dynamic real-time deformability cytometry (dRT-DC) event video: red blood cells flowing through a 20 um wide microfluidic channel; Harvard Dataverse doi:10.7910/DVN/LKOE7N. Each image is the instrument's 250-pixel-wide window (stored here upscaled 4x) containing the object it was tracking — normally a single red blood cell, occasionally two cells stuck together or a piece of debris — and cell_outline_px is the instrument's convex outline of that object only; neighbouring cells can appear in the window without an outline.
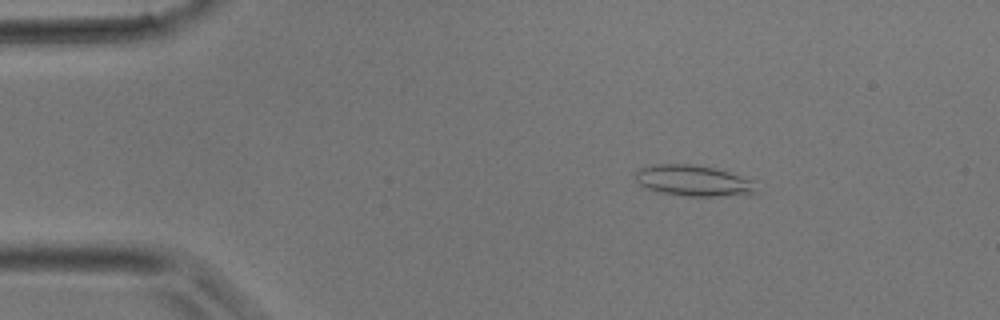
{"species": "common noctule bat (a hibernating species)", "species_latin": "Nyctalus noctula", "temperature_condition": "room temperature", "stored_images_in_passage": 39, "camera_frame_rate_fps": 3000, "um_per_image_px": 0.085, "animal": {"sex": "male", "body_mass_g": 17.9}, "frame": {"image": 1, "passage_image": 6, "time_ms": 1.667, "image_size_px": [1000, 320], "cell_outline_px": [[760, 192], [716, 196], [688, 196], [656, 192], [644, 188], [636, 180], [636, 172], [640, 168], [656, 164], [692, 164], [716, 168], [756, 180]], "centroid_in_image_um": [58.98, 15.35], "position_along_channel_um": 26.0, "area_um2": 22.08}}
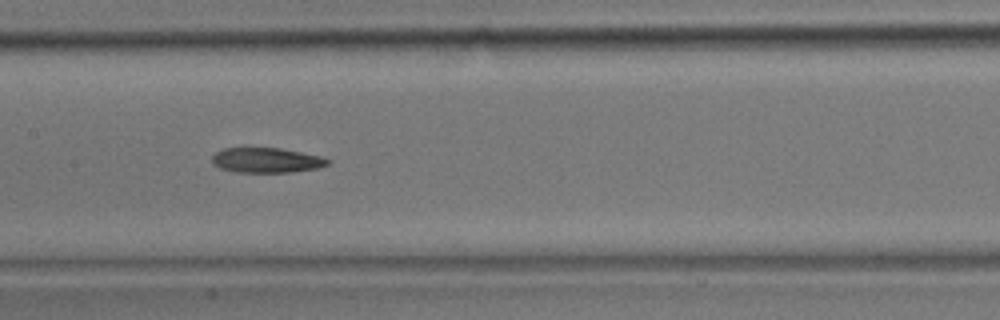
{"frame": {"image": 2, "passage_image": 19, "time_ms": 6.0, "image_size_px": [1000, 320], "cell_outline_px": [[332, 160], [328, 164], [316, 168], [288, 172], [236, 172], [220, 168], [212, 164], [212, 156], [216, 152], [224, 148], [280, 148], [320, 156]], "centroid_in_image_um": [22.62, 13.62], "position_along_channel_um": 184.8, "area_um2": 16.7}}
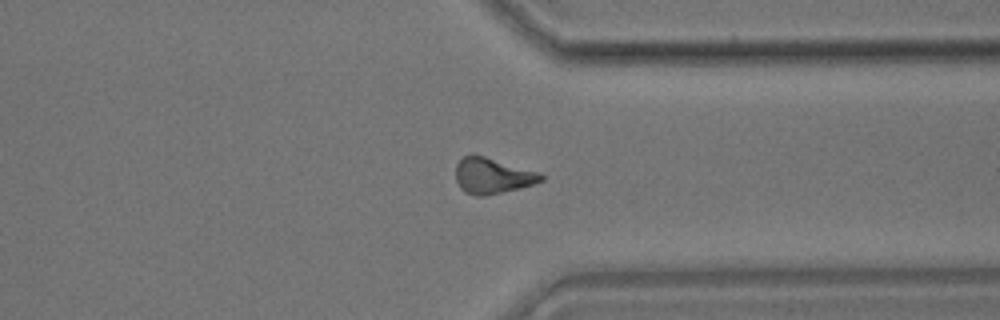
{"frame": {"image": 3, "passage_image": 30, "time_ms": 9.667, "image_size_px": [1000, 320], "cell_outline_px": [[544, 180], [520, 188], [484, 196], [476, 196], [464, 192], [460, 188], [456, 180], [456, 164], [464, 156], [472, 152], [536, 172], [544, 176]], "centroid_in_image_um": [41.79, 14.93], "position_along_channel_um": 369.6, "area_um2": 17.69}}